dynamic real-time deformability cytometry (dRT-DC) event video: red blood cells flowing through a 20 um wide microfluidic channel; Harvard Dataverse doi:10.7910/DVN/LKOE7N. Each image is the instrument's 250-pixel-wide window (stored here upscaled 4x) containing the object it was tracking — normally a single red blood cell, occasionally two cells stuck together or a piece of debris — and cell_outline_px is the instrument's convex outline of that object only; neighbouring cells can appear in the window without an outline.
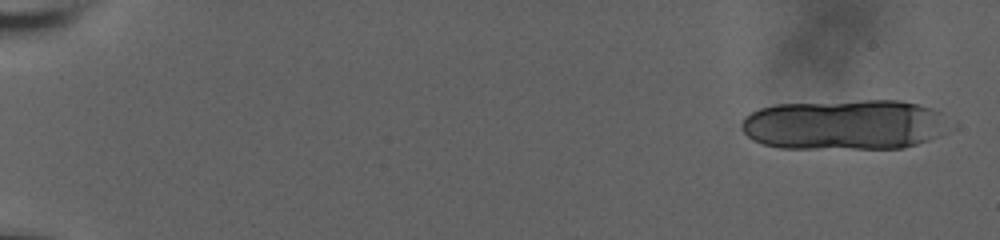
{"species": "human", "species_latin": "Homo sapiens", "temperature_condition": "room temperature", "stored_images_in_passage": 16, "camera_frame_rate_fps": 3000, "um_per_image_px": 0.085, "donor": {"sex": "male"}, "frame": {"image": 1, "passage_image": 1, "time_ms": 0.0, "image_size_px": [1000, 240], "cell_outline_px": [[956, 128], [948, 132], [928, 140], [904, 148], [780, 148], [764, 144], [752, 140], [740, 128], [740, 124], [744, 116], [760, 108], [776, 104], [864, 100], [900, 100], [932, 108], [956, 120]], "centroid_in_image_um": [71.91, 10.59], "position_along_channel_um": 13.1, "area_um2": 62.19}}
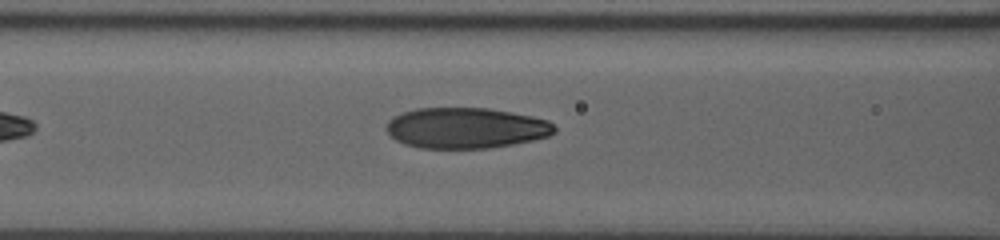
{"frame": {"image": 2, "passage_image": 14, "time_ms": 4.333, "image_size_px": [1000, 240], "cell_outline_px": [[556, 132], [548, 136], [532, 140], [512, 144], [488, 148], [420, 148], [404, 144], [396, 140], [384, 128], [388, 120], [392, 116], [400, 112], [416, 108], [488, 108], [512, 112], [532, 116], [548, 120], [556, 128]], "centroid_in_image_um": [39.56, 10.87], "position_along_channel_um": 127.0, "area_um2": 40.11}}
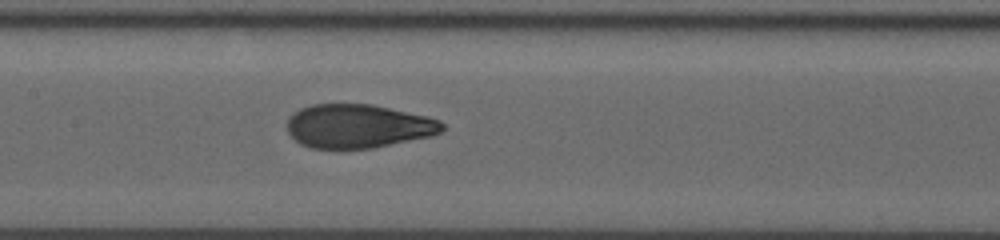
{"frame": {"image": 3, "passage_image": 16, "time_ms": 5.0, "image_size_px": [1000, 240], "cell_outline_px": [[444, 128], [440, 132], [432, 136], [372, 148], [312, 148], [300, 144], [288, 132], [288, 116], [300, 108], [312, 104], [372, 104], [428, 116], [440, 120], [444, 124]], "centroid_in_image_um": [30.45, 10.71], "position_along_channel_um": 177.0, "area_um2": 39.59}}